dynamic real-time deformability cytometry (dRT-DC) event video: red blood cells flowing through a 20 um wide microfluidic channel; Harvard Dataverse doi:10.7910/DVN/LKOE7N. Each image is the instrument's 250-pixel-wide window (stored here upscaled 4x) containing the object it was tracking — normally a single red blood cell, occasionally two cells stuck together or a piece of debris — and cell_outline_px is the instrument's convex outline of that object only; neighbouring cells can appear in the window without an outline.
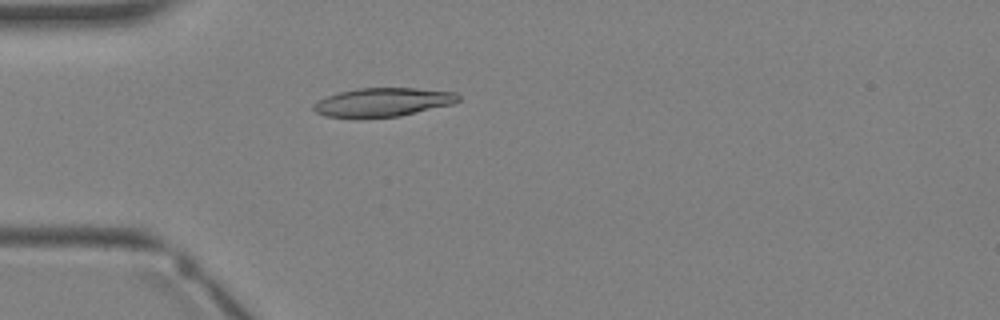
{"species": "Egyptian fruit bat (a non-hibernating species)", "species_latin": "Rousettus aegyptiacus", "temperature_condition": "warm", "stored_images_in_passage": 3, "camera_frame_rate_fps": 3000, "um_per_image_px": 0.085, "animal": {"sex": "female"}, "frame": {"image": 1, "passage_image": 3, "time_ms": 2.333, "image_size_px": [1000, 320], "cell_outline_px": [[460, 100], [452, 104], [400, 116], [356, 120], [352, 120], [324, 116], [316, 112], [312, 108], [312, 104], [328, 96], [340, 92], [360, 88], [416, 88], [456, 92], [460, 96]], "centroid_in_image_um": [32.5, 8.72], "position_along_channel_um": 52.5, "area_um2": 24.8}}